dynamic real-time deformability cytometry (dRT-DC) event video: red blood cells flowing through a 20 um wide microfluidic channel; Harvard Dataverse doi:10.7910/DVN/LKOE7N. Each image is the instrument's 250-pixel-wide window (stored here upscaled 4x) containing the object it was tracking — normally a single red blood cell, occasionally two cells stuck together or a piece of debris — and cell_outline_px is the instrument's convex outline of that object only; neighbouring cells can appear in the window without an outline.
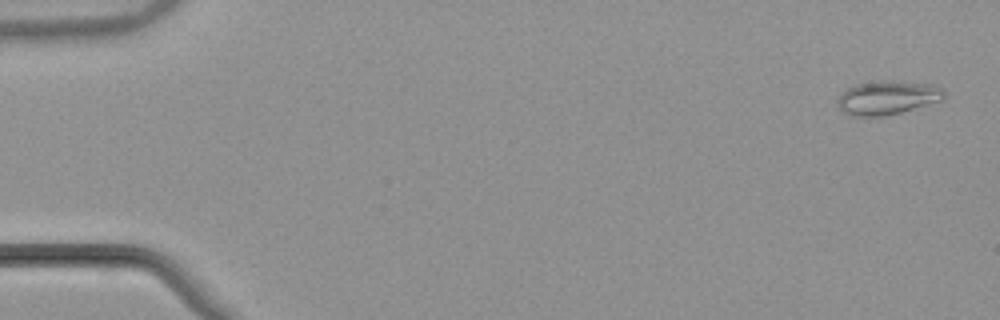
{"species": "common noctule bat (a hibernating species)", "species_latin": "Nyctalus noctula", "temperature_condition": "warm", "stored_images_in_passage": 12, "camera_frame_rate_fps": 3000, "um_per_image_px": 0.085, "animal": {"sex": "male", "body_mass_g": 21.5, "forearm_length_mm": 52.0}, "frame": {"image": 1, "passage_image": 2, "time_ms": 0.333, "image_size_px": [1000, 320], "cell_outline_px": [[944, 100], [900, 112], [884, 116], [848, 116], [840, 108], [836, 100], [848, 88], [856, 84], [880, 80], [932, 84], [944, 88]], "centroid_in_image_um": [75.45, 8.3], "position_along_channel_um": 9.6, "area_um2": 20.92}}